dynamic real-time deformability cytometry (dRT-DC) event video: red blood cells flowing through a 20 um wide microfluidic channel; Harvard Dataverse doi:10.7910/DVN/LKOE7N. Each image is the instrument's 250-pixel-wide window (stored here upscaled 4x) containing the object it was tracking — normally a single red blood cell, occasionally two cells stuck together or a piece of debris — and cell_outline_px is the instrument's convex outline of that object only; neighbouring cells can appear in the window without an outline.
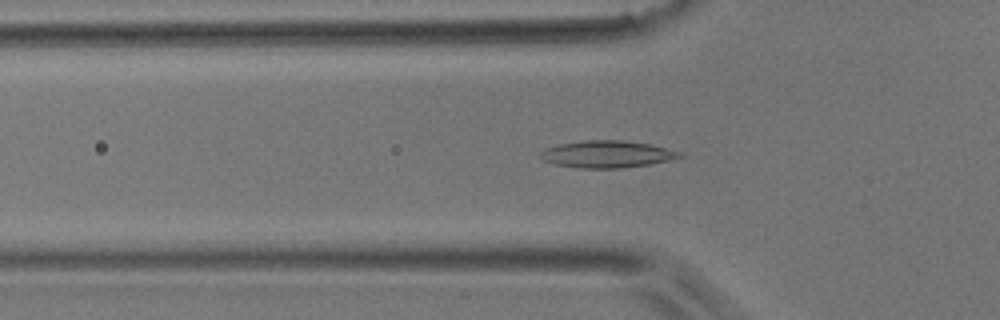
{"species": "common noctule bat (a hibernating species)", "species_latin": "Nyctalus noctula", "temperature_condition": "room temperature", "stored_images_in_passage": 45, "camera_frame_rate_fps": 3000, "um_per_image_px": 0.085, "animal": {"sex": "male", "body_mass_g": 17.9}, "frame": {"image": 1, "passage_image": 14, "time_ms": 4.333, "image_size_px": [1000, 320], "cell_outline_px": [[684, 156], [668, 160], [648, 164], [620, 168], [580, 168], [556, 164], [544, 160], [540, 156], [540, 152], [544, 148], [560, 144], [584, 140], [620, 140], [648, 144], [684, 152]], "centroid_in_image_um": [51.6, 13.1], "position_along_channel_um": 74.2, "area_um2": 21.73}}
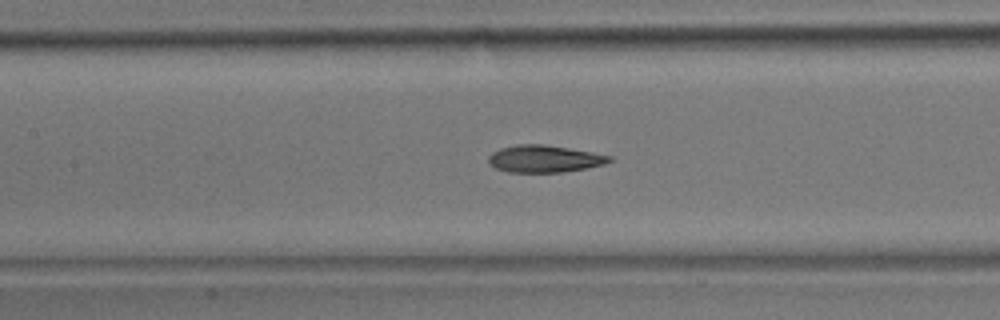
{"frame": {"image": 2, "passage_image": 20, "time_ms": 6.333, "image_size_px": [1000, 320], "cell_outline_px": [[612, 160], [604, 164], [588, 168], [564, 172], [508, 172], [496, 168], [488, 164], [488, 156], [492, 152], [500, 148], [516, 144], [544, 144], [592, 152], [612, 156]], "centroid_in_image_um": [46.25, 13.5], "position_along_channel_um": 161.2, "area_um2": 19.25}}
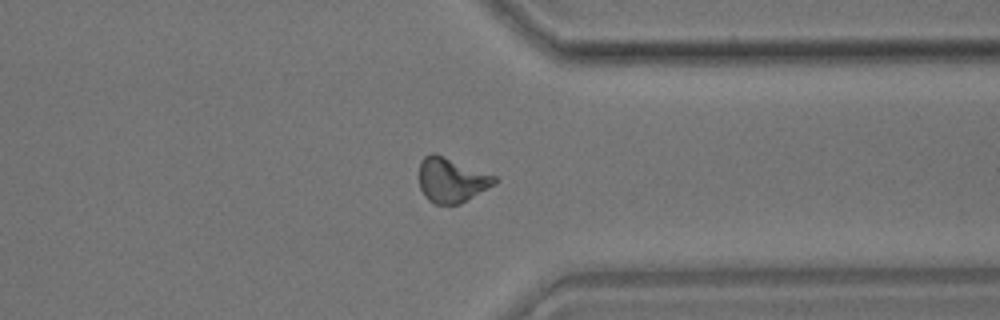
{"frame": {"image": 3, "passage_image": 35, "time_ms": 11.333, "image_size_px": [1000, 320], "cell_outline_px": [[496, 184], [468, 200], [460, 204], [436, 204], [428, 200], [424, 196], [420, 188], [420, 160], [424, 156], [432, 152], [436, 152], [496, 176]], "centroid_in_image_um": [38.38, 15.29], "position_along_channel_um": 373.0, "area_um2": 19.88}}